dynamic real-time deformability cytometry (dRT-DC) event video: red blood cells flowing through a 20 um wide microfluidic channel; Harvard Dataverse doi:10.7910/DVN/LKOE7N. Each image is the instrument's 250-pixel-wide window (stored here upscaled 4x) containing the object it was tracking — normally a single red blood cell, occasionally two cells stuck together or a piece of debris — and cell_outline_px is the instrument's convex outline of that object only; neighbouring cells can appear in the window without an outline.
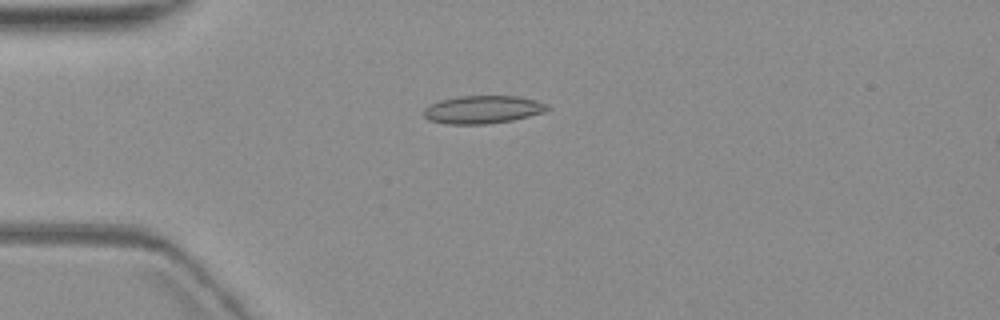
{"species": "common noctule bat (a hibernating species)", "species_latin": "Nyctalus noctula", "temperature_condition": "warm", "stored_images_in_passage": 7, "camera_frame_rate_fps": 3000, "um_per_image_px": 0.085, "animal": {"sex": "female", "body_mass_g": 19.3, "forearm_length_mm": 54.1}, "frame": {"image": 1, "passage_image": 1, "time_ms": 0.0, "image_size_px": [1000, 320], "cell_outline_px": [[552, 108], [544, 112], [512, 120], [488, 124], [448, 124], [428, 120], [424, 116], [424, 108], [440, 100], [460, 96], [516, 96], [536, 100], [548, 104]], "centroid_in_image_um": [41.06, 9.31], "position_along_channel_um": 43.9, "area_um2": 20.11}}
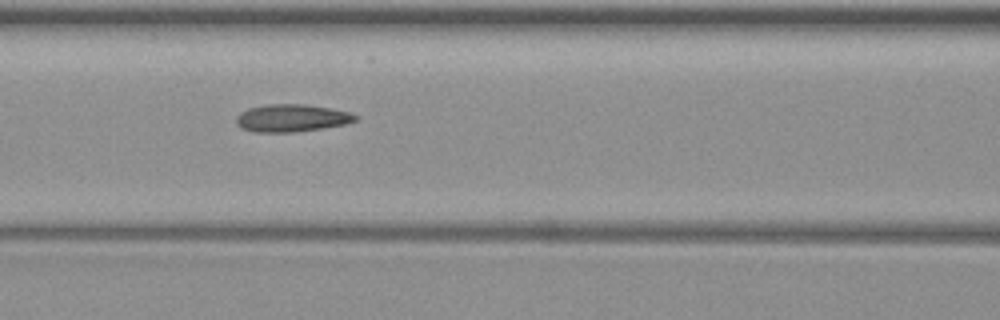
{"frame": {"image": 2, "passage_image": 4, "time_ms": 3.333, "image_size_px": [1000, 320], "cell_outline_px": [[360, 120], [344, 124], [324, 128], [296, 132], [252, 132], [240, 128], [236, 124], [236, 116], [240, 112], [248, 108], [268, 104], [304, 104], [332, 108], [348, 112], [360, 116]], "centroid_in_image_um": [24.8, 10.04], "position_along_channel_um": 141.8, "area_um2": 19.42}}
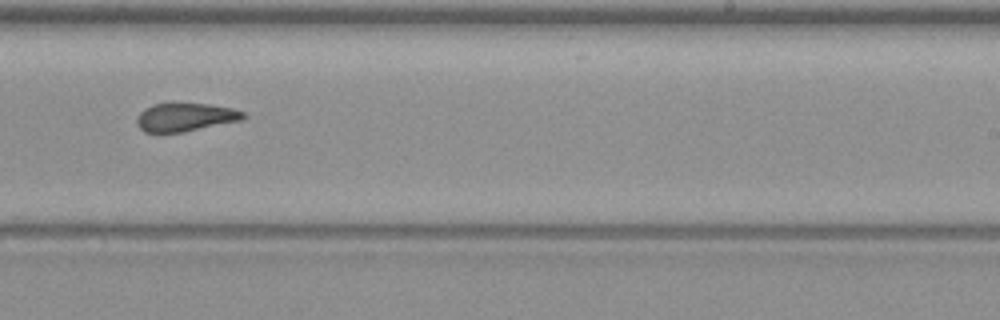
{"frame": {"image": 3, "passage_image": 7, "time_ms": 7.0, "image_size_px": [1000, 320], "cell_outline_px": [[248, 116], [240, 120], [184, 132], [144, 132], [140, 128], [136, 120], [140, 112], [144, 108], [152, 104], [172, 100], [208, 104], [232, 108], [244, 112]], "centroid_in_image_um": [15.72, 9.91], "position_along_channel_um": 273.3, "area_um2": 18.15}}